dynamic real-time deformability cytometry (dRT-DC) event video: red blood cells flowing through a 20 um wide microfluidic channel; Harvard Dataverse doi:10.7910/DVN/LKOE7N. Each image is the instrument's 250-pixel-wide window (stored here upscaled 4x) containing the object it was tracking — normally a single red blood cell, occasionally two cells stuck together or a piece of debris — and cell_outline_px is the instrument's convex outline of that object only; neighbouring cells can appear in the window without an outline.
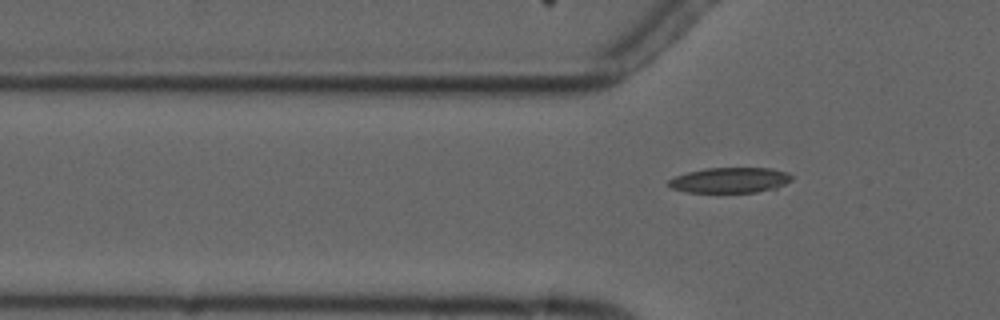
{"species": "common noctule bat (a hibernating species)", "species_latin": "Nyctalus noctula", "temperature_condition": "cold", "stored_images_in_passage": 6, "camera_frame_rate_fps": 3000, "um_per_image_px": 0.085, "animal": {"sex": "male", "forearm_length_mm": 52.5}, "frame": {"image": 1, "passage_image": 6, "time_ms": 7.0, "image_size_px": [1000, 320], "cell_outline_px": [[792, 180], [776, 188], [756, 192], [688, 192], [672, 188], [664, 184], [668, 180], [676, 176], [688, 172], [704, 168], [772, 168], [788, 172], [792, 176]], "centroid_in_image_um": [62.04, 15.31], "position_along_channel_um": 63.8, "area_um2": 18.26}}